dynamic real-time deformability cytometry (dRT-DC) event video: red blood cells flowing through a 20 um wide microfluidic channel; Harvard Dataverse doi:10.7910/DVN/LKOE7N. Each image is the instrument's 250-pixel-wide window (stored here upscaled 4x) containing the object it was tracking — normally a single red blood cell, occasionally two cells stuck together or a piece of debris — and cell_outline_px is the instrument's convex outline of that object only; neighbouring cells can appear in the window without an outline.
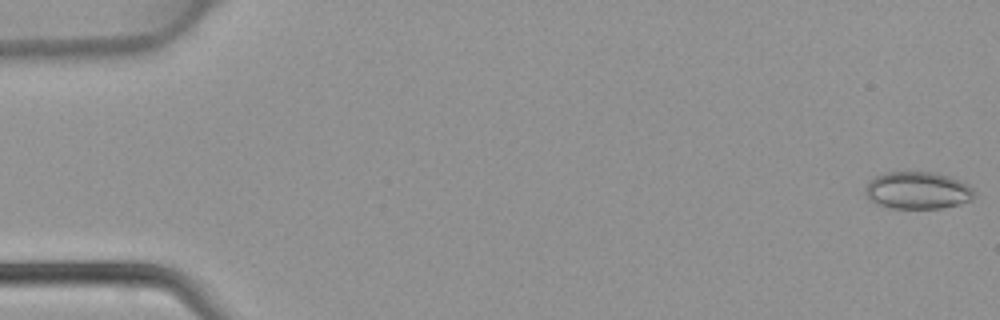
{"species": "common noctule bat (a hibernating species)", "species_latin": "Nyctalus noctula", "temperature_condition": "warm", "stored_images_in_passage": 5, "camera_frame_rate_fps": 3000, "um_per_image_px": 0.085, "animal": {"sex": "female", "body_mass_g": 22.7, "forearm_length_mm": 54.2}, "frame": {"image": 1, "passage_image": 1, "time_ms": 0.0, "image_size_px": [1000, 320], "cell_outline_px": [[972, 200], [960, 204], [940, 208], [888, 208], [876, 204], [864, 192], [864, 188], [868, 180], [876, 176], [888, 172], [936, 172], [960, 180], [968, 184], [972, 188]], "centroid_in_image_um": [77.97, 16.18], "position_along_channel_um": 7.0, "area_um2": 23.7}}